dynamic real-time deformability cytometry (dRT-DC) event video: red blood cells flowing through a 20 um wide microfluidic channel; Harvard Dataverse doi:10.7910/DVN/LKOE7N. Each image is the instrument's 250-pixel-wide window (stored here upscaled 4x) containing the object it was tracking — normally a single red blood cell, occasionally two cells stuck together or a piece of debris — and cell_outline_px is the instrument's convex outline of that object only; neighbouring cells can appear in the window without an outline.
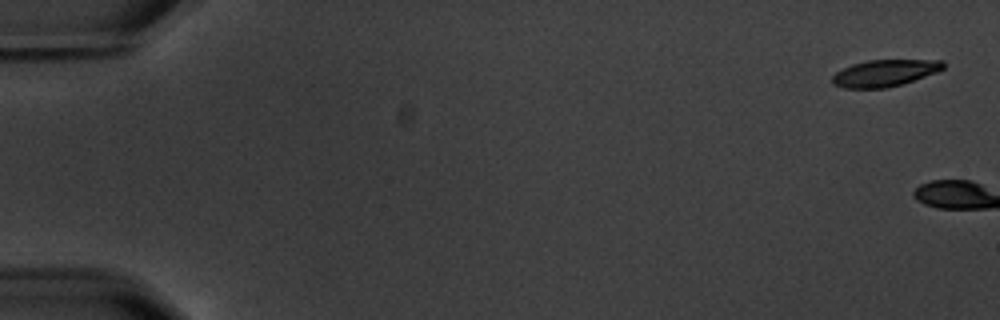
{"species": "common noctule bat (a hibernating species)", "species_latin": "Nyctalus noctula", "temperature_condition": "warm", "stored_images_in_passage": 2, "camera_frame_rate_fps": 3000, "um_per_image_px": 0.085, "animal": {"sex": "male", "body_mass_g": 20.1, "forearm_length_mm": 53.5}, "frame": {"image": 1, "passage_image": 1, "time_ms": 0.0, "image_size_px": [1000, 320], "cell_outline_px": [[944, 68], [936, 72], [904, 84], [888, 88], [844, 88], [832, 84], [832, 76], [836, 72], [852, 64], [868, 60], [944, 60]], "centroid_in_image_um": [75.19, 6.22], "position_along_channel_um": 9.8, "area_um2": 17.34}}